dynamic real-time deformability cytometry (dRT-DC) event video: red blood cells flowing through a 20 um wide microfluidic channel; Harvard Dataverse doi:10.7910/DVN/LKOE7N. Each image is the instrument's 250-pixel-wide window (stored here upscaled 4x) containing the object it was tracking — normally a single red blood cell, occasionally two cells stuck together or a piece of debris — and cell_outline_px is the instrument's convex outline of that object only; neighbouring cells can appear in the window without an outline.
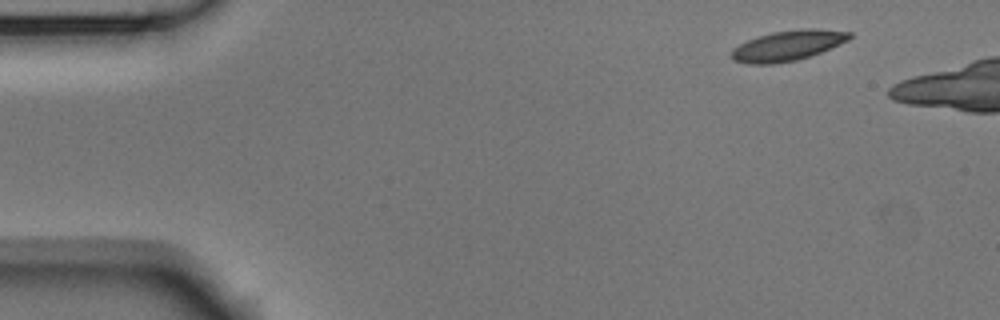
{"species": "Egyptian fruit bat (a non-hibernating species)", "species_latin": "Rousettus aegyptiacus", "temperature_condition": "room temperature", "stored_images_in_passage": 43, "camera_frame_rate_fps": 3000, "um_per_image_px": 0.085, "animal": {"sex": "male"}, "frame": {"image": 1, "passage_image": 1, "time_ms": 0.0, "image_size_px": [1000, 320], "cell_outline_px": [[852, 36], [848, 40], [840, 44], [820, 52], [796, 60], [772, 64], [748, 64], [732, 60], [732, 48], [756, 36], [772, 32], [800, 28], [812, 28], [852, 32]], "centroid_in_image_um": [66.94, 3.86], "position_along_channel_um": 18.1, "area_um2": 20.81}}
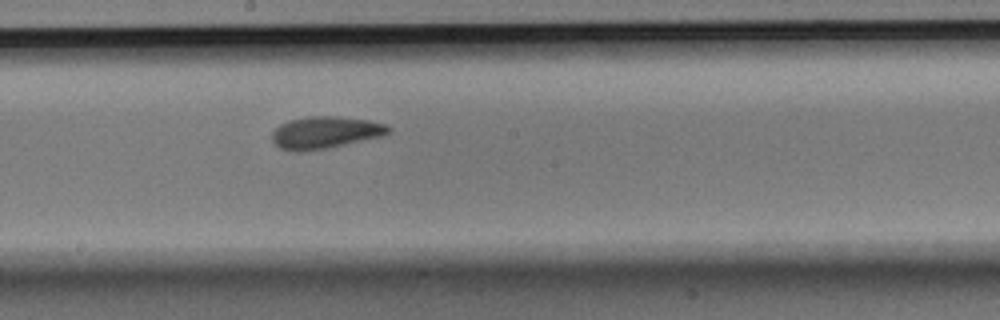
{"frame": {"image": 2, "passage_image": 25, "time_ms": 8.0, "image_size_px": [1000, 320], "cell_outline_px": [[392, 128], [388, 132], [380, 136], [328, 148], [300, 152], [292, 152], [280, 148], [272, 140], [272, 132], [280, 124], [288, 120], [308, 116], [340, 116], [368, 120], [384, 124]], "centroid_in_image_um": [27.59, 11.26], "position_along_channel_um": 220.6, "area_um2": 21.73}}
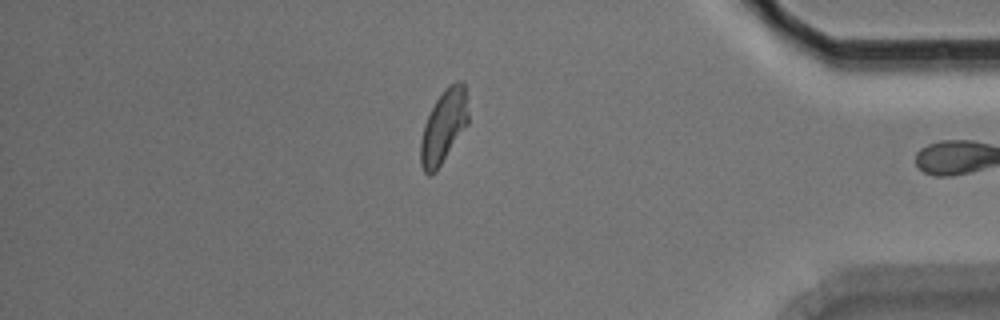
{"frame": {"image": 3, "passage_image": 42, "time_ms": 13.667, "image_size_px": [1000, 320], "cell_outline_px": [[468, 124], [436, 172], [432, 176], [428, 176], [424, 172], [420, 164], [420, 140], [424, 124], [436, 100], [448, 84], [456, 80], [464, 80], [468, 112]], "centroid_in_image_um": [37.71, 10.76], "position_along_channel_um": 397.5, "area_um2": 20.58}, "authors_computed_cell_mechanics": {"area_um2": 20.8658, "velocity_mm_per_s": 3.7084, "shape_relaxation_time_tau1_ms": 7.2894, "shape_relaxation_time_tau2_ms": 1.7661, "deformation_change_tau1": 0.1642, "deformation_change_tau2": 0.0623}}